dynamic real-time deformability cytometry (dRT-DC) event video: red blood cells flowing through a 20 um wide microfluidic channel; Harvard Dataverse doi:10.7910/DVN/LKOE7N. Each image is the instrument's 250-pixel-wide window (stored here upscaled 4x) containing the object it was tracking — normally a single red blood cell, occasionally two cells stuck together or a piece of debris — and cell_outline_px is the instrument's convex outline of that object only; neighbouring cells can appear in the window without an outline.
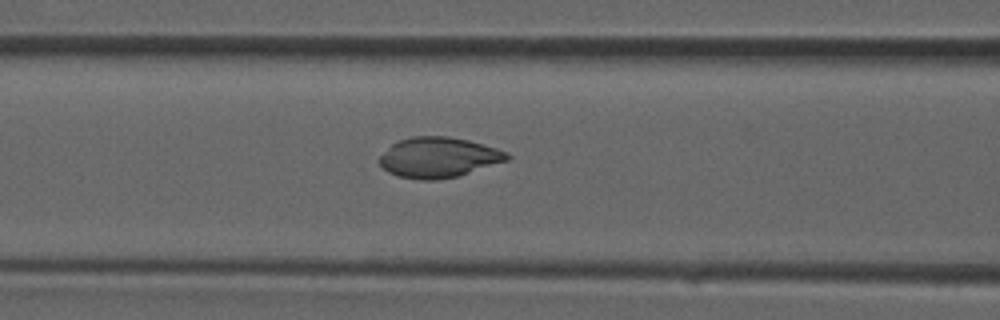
{"species": "common noctule bat (a hibernating species)", "species_latin": "Nyctalus noctula", "temperature_condition": "room temperature", "stored_images_in_passage": 27, "camera_frame_rate_fps": 3000, "um_per_image_px": 0.085, "animal": {"sex": "male", "forearm_length_mm": 52.5}, "frame": {"image": 1, "passage_image": 5, "time_ms": 1.333, "image_size_px": [1000, 320], "cell_outline_px": [[512, 156], [508, 160], [456, 176], [436, 180], [420, 180], [400, 176], [388, 172], [376, 160], [392, 144], [400, 140], [412, 136], [448, 136], [468, 140], [496, 148], [508, 152]], "centroid_in_image_um": [37.27, 13.37], "position_along_channel_um": 129.3, "area_um2": 29.77}}
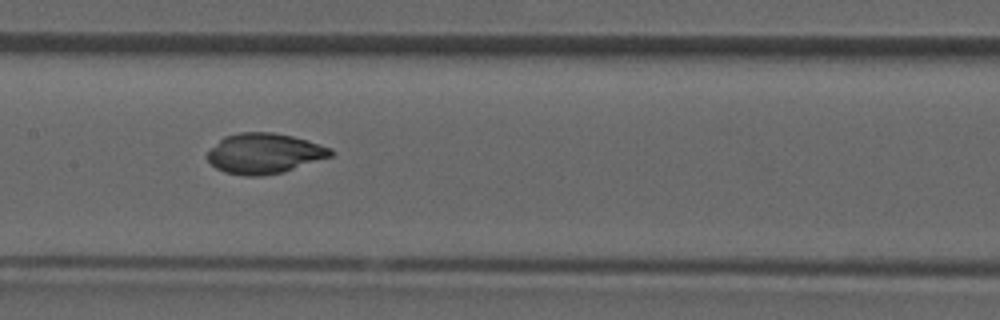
{"frame": {"image": 2, "passage_image": 8, "time_ms": 2.333, "image_size_px": [1000, 320], "cell_outline_px": [[336, 152], [332, 156], [284, 172], [260, 176], [244, 176], [224, 172], [216, 168], [208, 160], [208, 152], [224, 136], [240, 132], [272, 132], [292, 136], [332, 148]], "centroid_in_image_um": [22.49, 13.05], "position_along_channel_um": 184.9, "area_um2": 28.9}}